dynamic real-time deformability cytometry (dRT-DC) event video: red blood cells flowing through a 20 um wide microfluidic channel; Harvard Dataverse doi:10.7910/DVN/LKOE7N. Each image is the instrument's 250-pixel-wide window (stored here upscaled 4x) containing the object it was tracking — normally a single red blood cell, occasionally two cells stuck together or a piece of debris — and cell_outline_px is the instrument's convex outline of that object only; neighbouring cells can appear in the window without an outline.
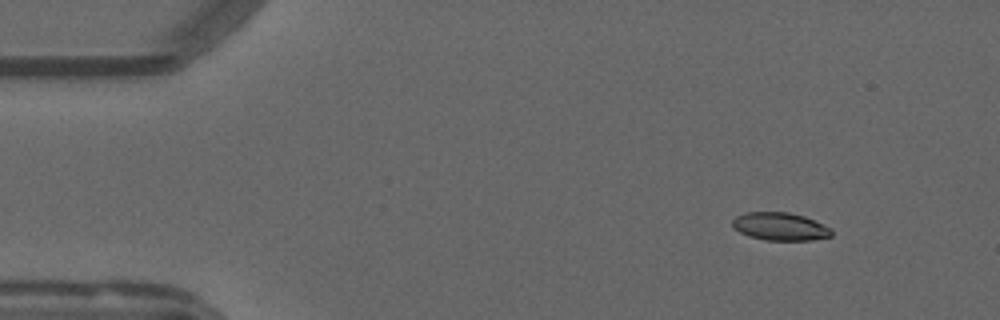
{"species": "common noctule bat (a hibernating species)", "species_latin": "Nyctalus noctula", "temperature_condition": "warm", "stored_images_in_passage": 54, "camera_frame_rate_fps": 3000, "um_per_image_px": 0.085, "animal": {"sex": "male", "forearm_length_mm": 52.5}, "frame": {"image": 1, "passage_image": 6, "time_ms": 1.667, "image_size_px": [1000, 320], "cell_outline_px": [[832, 236], [812, 240], [764, 240], [748, 236], [732, 228], [732, 220], [736, 216], [744, 212], [788, 212], [804, 216], [832, 228]], "centroid_in_image_um": [66.29, 19.25], "position_along_channel_um": 18.7, "area_um2": 16.24}}
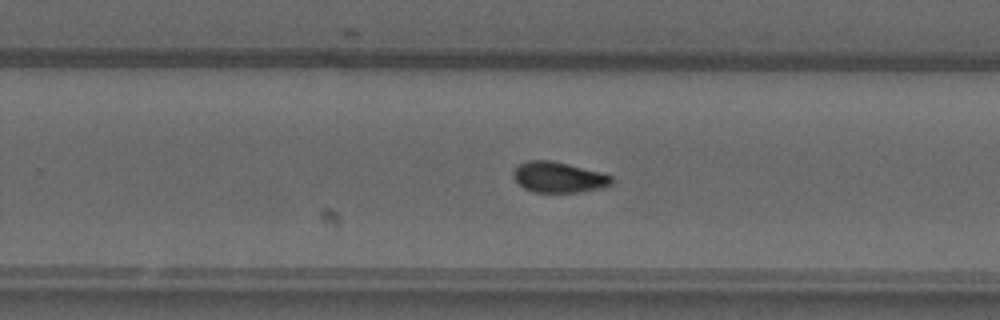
{"frame": {"image": 2, "passage_image": 34, "time_ms": 11.0, "image_size_px": [1000, 320], "cell_outline_px": [[612, 184], [608, 188], [580, 192], [532, 192], [524, 188], [512, 176], [512, 172], [520, 164], [528, 160], [552, 160], [600, 172], [612, 176]], "centroid_in_image_um": [47.51, 15.08], "position_along_channel_um": 282.3, "area_um2": 17.69}}
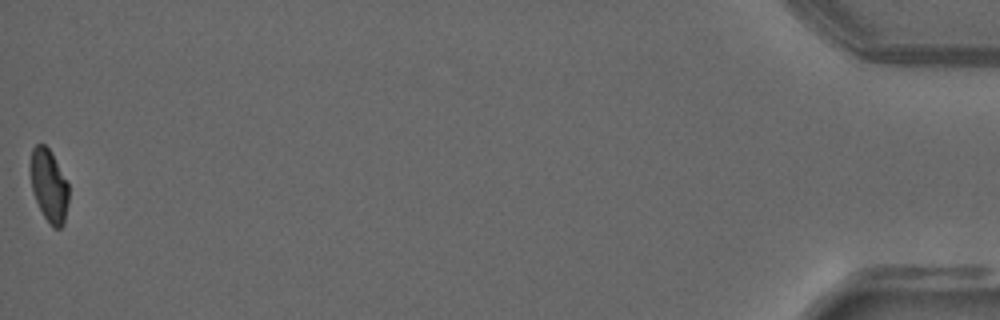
{"frame": {"image": 3, "passage_image": 54, "time_ms": 17.667, "image_size_px": [1000, 320], "cell_outline_px": [[68, 204], [64, 224], [60, 228], [52, 228], [44, 216], [36, 200], [32, 188], [32, 148], [36, 144], [44, 144], [48, 148], [68, 184]], "centroid_in_image_um": [4.19, 15.84], "position_along_channel_um": 431.0, "area_um2": 15.61}, "authors_computed_cell_mechanics": {"area_um2": 17.3978, "velocity_mm_per_s": 3.7806, "shape_relaxation_time_tau1_ms": null, "shape_relaxation_time_tau2_ms": 3.4304, "deformation_change_tau1": null, "deformation_change_tau2": 0.0722}}